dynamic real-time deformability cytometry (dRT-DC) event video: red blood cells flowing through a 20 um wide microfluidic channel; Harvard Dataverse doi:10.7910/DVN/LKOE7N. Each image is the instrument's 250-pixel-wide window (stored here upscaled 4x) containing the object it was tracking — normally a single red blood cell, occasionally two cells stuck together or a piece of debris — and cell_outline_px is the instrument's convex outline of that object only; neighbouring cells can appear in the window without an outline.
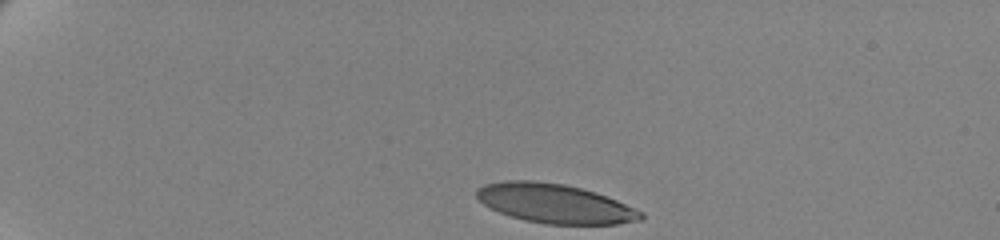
{"species": "human", "species_latin": "Homo sapiens", "temperature_condition": "cold", "stored_images_in_passage": 43, "camera_frame_rate_fps": 3000, "um_per_image_px": 0.085, "donor": {"sex": "female"}, "frame": {"image": 1, "passage_image": 1, "time_ms": 0.0, "image_size_px": [1000, 240], "cell_outline_px": [[644, 216], [640, 220], [616, 224], [544, 224], [524, 220], [500, 212], [484, 204], [476, 196], [476, 188], [484, 184], [508, 180], [532, 180], [564, 184], [596, 192], [616, 200], [644, 212]], "centroid_in_image_um": [47.16, 17.29], "position_along_channel_um": 37.8, "area_um2": 37.4}}
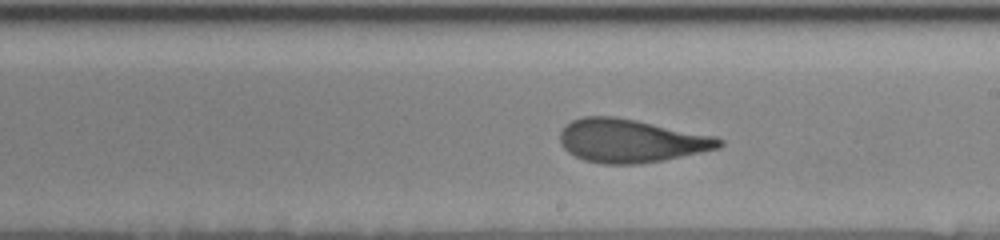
{"frame": {"image": 2, "passage_image": 25, "time_ms": 8.0, "image_size_px": [1000, 240], "cell_outline_px": [[724, 144], [720, 148], [664, 160], [640, 164], [600, 164], [584, 160], [568, 152], [560, 144], [560, 132], [572, 120], [584, 116], [612, 116], [636, 120], [716, 136], [724, 140]], "centroid_in_image_um": [53.65, 11.97], "position_along_channel_um": 235.4, "area_um2": 40.29}}
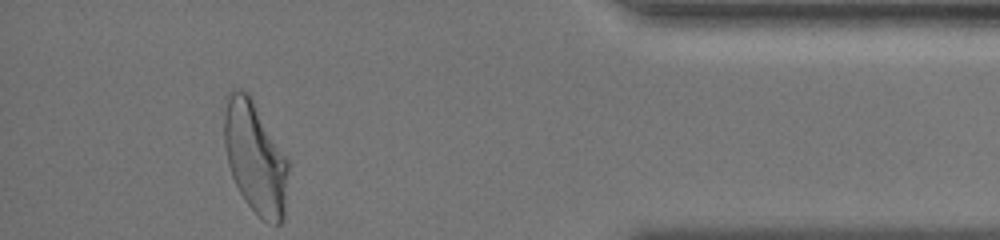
{"frame": {"image": 3, "passage_image": 43, "time_ms": 14.0, "image_size_px": [1000, 240], "cell_outline_px": [[288, 168], [284, 220], [280, 224], [276, 224], [264, 220], [244, 200], [232, 176], [228, 164], [224, 144], [224, 96], [232, 88], [236, 88], [248, 92], [288, 160]], "centroid_in_image_um": [21.66, 13.35], "position_along_channel_um": 413.5, "area_um2": 41.67}, "authors_computed_cell_mechanics": {"area_um2": 40.0554, "velocity_mm_per_s": 3.4717, "shape_relaxation_time_tau1_ms": 4.1477, "shape_relaxation_time_tau2_ms": 1.3382, "deformation_change_tau1": 0.1746, "deformation_change_tau2": 0.0788}}